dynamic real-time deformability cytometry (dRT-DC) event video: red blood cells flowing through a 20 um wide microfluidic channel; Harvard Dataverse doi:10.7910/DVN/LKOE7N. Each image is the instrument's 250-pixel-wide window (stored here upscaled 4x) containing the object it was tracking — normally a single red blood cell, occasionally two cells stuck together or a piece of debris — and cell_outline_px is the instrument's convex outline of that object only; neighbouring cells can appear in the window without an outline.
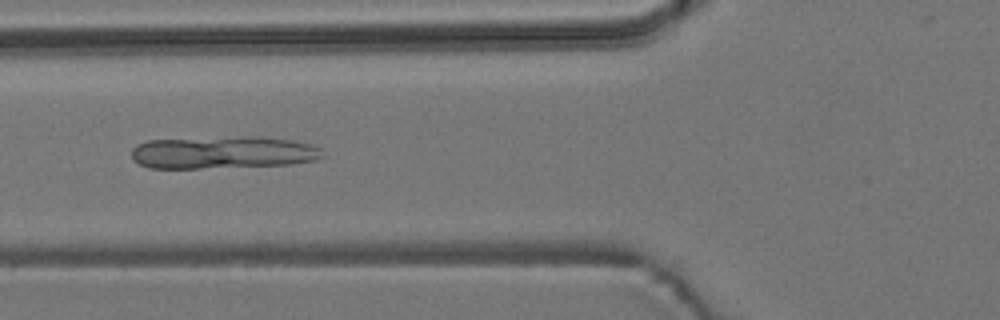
{"species": "common noctule bat (a hibernating species)", "species_latin": "Nyctalus noctula", "temperature_condition": "room temperature", "stored_images_in_passage": 9, "camera_frame_rate_fps": 3000, "um_per_image_px": 0.085, "animal": {"sex": "male", "body_mass_g": 19.2, "forearm_length_mm": 51.8}, "frame": {"image": 1, "passage_image": 6, "time_ms": 6.0, "image_size_px": [1000, 320], "cell_outline_px": [[324, 156], [316, 160], [292, 164], [200, 168], [148, 168], [132, 160], [132, 148], [136, 144], [148, 140], [240, 136], [264, 136], [292, 140], [312, 144], [320, 148]], "centroid_in_image_um": [18.96, 12.95], "position_along_channel_um": 106.8, "area_um2": 36.53}}
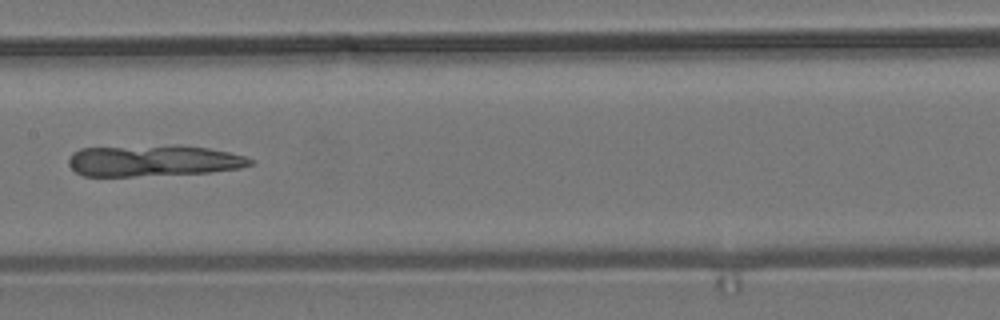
{"frame": {"image": 2, "passage_image": 8, "time_ms": 8.333, "image_size_px": [1000, 320], "cell_outline_px": [[256, 164], [240, 168], [208, 172], [132, 176], [84, 176], [76, 172], [68, 164], [68, 156], [72, 152], [80, 148], [172, 144], [180, 144], [208, 148], [228, 152], [244, 156], [256, 160]], "centroid_in_image_um": [13.03, 13.64], "position_along_channel_um": 194.4, "area_um2": 33.64}}
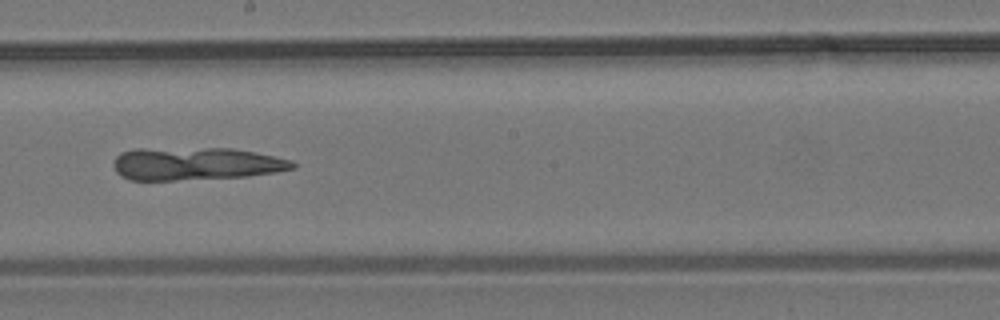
{"frame": {"image": 3, "passage_image": 9, "time_ms": 9.333, "image_size_px": [1000, 320], "cell_outline_px": [[296, 168], [276, 172], [248, 176], [176, 180], [128, 180], [120, 176], [116, 172], [112, 164], [116, 156], [120, 152], [132, 148], [232, 148], [292, 160], [296, 164]], "centroid_in_image_um": [16.58, 13.91], "position_along_channel_um": 231.6, "area_um2": 34.51}}